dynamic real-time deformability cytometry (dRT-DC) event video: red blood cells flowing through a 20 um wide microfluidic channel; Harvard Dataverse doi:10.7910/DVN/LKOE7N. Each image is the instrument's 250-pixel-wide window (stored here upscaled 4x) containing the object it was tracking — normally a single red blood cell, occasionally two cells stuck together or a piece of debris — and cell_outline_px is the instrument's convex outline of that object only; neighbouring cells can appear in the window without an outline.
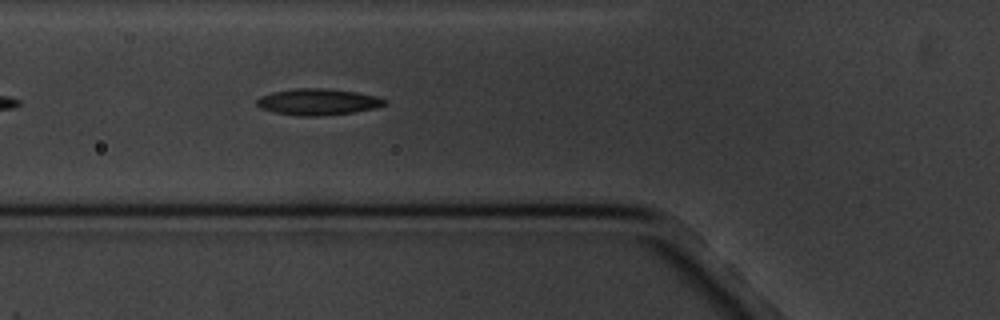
{"species": "common noctule bat (a hibernating species)", "species_latin": "Nyctalus noctula", "temperature_condition": "cold", "stored_images_in_passage": 6, "camera_frame_rate_fps": 3000, "um_per_image_px": 0.085, "animal": {"sex": "male", "body_mass_g": 20.1, "forearm_length_mm": 53.5}, "frame": {"image": 1, "passage_image": 6, "time_ms": 6.667, "image_size_px": [1000, 320], "cell_outline_px": [[388, 100], [384, 104], [376, 108], [352, 112], [316, 116], [300, 116], [272, 112], [260, 108], [256, 104], [256, 100], [260, 96], [272, 92], [296, 88], [328, 88], [356, 92], [376, 96]], "centroid_in_image_um": [26.99, 8.65], "position_along_channel_um": 98.8, "area_um2": 19.65}}